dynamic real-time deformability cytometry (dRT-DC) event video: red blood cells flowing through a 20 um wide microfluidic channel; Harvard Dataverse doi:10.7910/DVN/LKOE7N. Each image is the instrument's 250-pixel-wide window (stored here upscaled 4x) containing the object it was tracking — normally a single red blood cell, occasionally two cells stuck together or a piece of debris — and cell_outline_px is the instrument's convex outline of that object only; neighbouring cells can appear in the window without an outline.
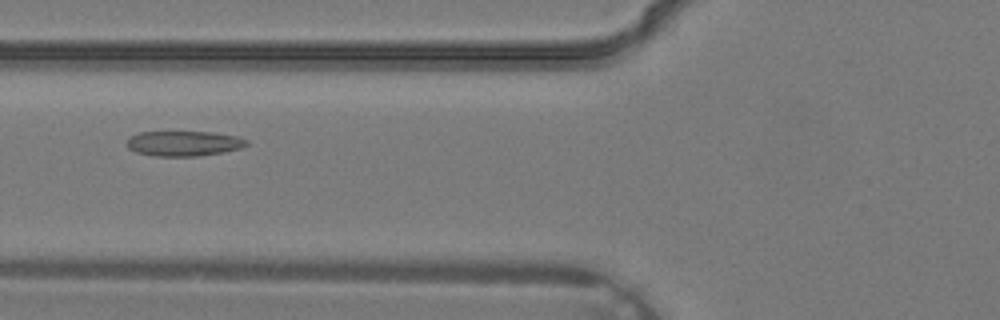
{"species": "common noctule bat (a hibernating species)", "species_latin": "Nyctalus noctula", "temperature_condition": "warm", "stored_images_in_passage": 4, "camera_frame_rate_fps": 3000, "um_per_image_px": 0.085, "animal": {"sex": "male", "body_mass_g": 19.2, "forearm_length_mm": 51.8}, "frame": {"image": 1, "passage_image": 4, "time_ms": 1.0, "image_size_px": [1000, 320], "cell_outline_px": [[248, 144], [240, 148], [224, 152], [196, 156], [156, 156], [136, 152], [128, 148], [128, 140], [132, 136], [140, 132], [212, 132], [236, 136], [248, 140]], "centroid_in_image_um": [15.65, 12.19], "position_along_channel_um": 110.2, "area_um2": 17.34}}